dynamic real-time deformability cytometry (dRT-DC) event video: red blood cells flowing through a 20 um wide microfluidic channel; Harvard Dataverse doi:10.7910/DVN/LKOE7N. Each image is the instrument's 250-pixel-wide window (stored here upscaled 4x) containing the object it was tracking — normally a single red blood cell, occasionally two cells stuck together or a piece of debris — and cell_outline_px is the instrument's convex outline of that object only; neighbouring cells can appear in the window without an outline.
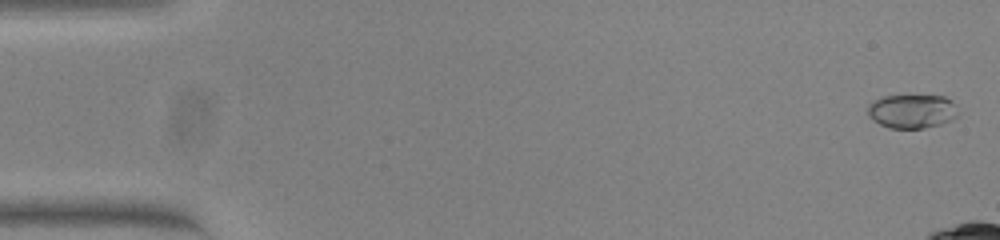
{"species": "common noctule bat (a hibernating species)", "species_latin": "Nyctalus noctula", "temperature_condition": "warm", "stored_images_in_passage": 15, "camera_frame_rate_fps": 3000, "um_per_image_px": 0.085, "animal": {"sex": "female", "body_mass_g": 23.0, "forearm_length_mm": 53.4}, "frame": {"image": 1, "passage_image": 2, "time_ms": 0.333, "image_size_px": [1000, 240], "cell_outline_px": [[960, 112], [952, 120], [940, 124], [924, 128], [888, 128], [880, 124], [868, 116], [868, 104], [872, 100], [884, 96], [944, 96]], "centroid_in_image_um": [77.49, 9.46], "position_along_channel_um": 7.5, "area_um2": 17.74}}